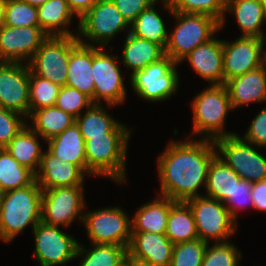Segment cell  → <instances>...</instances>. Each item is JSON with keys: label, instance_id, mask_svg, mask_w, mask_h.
<instances>
[{"label": "cell", "instance_id": "6da1fadb", "mask_svg": "<svg viewBox=\"0 0 266 266\" xmlns=\"http://www.w3.org/2000/svg\"><path fill=\"white\" fill-rule=\"evenodd\" d=\"M171 141L164 152L158 156V177L160 196L175 202H186L201 196L198 188L206 187L208 169L217 156L213 140L192 139Z\"/></svg>", "mask_w": 266, "mask_h": 266}, {"label": "cell", "instance_id": "7a4b0ae2", "mask_svg": "<svg viewBox=\"0 0 266 266\" xmlns=\"http://www.w3.org/2000/svg\"><path fill=\"white\" fill-rule=\"evenodd\" d=\"M43 189L34 180L30 185L5 192L0 213V240L8 243L28 225L32 230L41 221Z\"/></svg>", "mask_w": 266, "mask_h": 266}, {"label": "cell", "instance_id": "3957f363", "mask_svg": "<svg viewBox=\"0 0 266 266\" xmlns=\"http://www.w3.org/2000/svg\"><path fill=\"white\" fill-rule=\"evenodd\" d=\"M161 4L177 22L173 32L168 34L165 48V55H168L176 63H179L196 47L213 39L221 29L220 22L212 16L172 11L167 0H162Z\"/></svg>", "mask_w": 266, "mask_h": 266}, {"label": "cell", "instance_id": "277c9868", "mask_svg": "<svg viewBox=\"0 0 266 266\" xmlns=\"http://www.w3.org/2000/svg\"><path fill=\"white\" fill-rule=\"evenodd\" d=\"M130 133H106L85 141L88 176H105L118 184L126 181L125 162Z\"/></svg>", "mask_w": 266, "mask_h": 266}, {"label": "cell", "instance_id": "5b68a950", "mask_svg": "<svg viewBox=\"0 0 266 266\" xmlns=\"http://www.w3.org/2000/svg\"><path fill=\"white\" fill-rule=\"evenodd\" d=\"M191 103L193 135H201V139L215 141L235 134L224 130L226 116L233 109L224 84H210L198 93Z\"/></svg>", "mask_w": 266, "mask_h": 266}, {"label": "cell", "instance_id": "8992f818", "mask_svg": "<svg viewBox=\"0 0 266 266\" xmlns=\"http://www.w3.org/2000/svg\"><path fill=\"white\" fill-rule=\"evenodd\" d=\"M77 29L80 43L91 46L99 44L103 48L118 33L130 30V25L111 0H99L79 18Z\"/></svg>", "mask_w": 266, "mask_h": 266}, {"label": "cell", "instance_id": "52a82bcc", "mask_svg": "<svg viewBox=\"0 0 266 266\" xmlns=\"http://www.w3.org/2000/svg\"><path fill=\"white\" fill-rule=\"evenodd\" d=\"M186 203L193 212L198 239L207 243L210 240L224 243L237 232V222L223 202L201 195L187 200Z\"/></svg>", "mask_w": 266, "mask_h": 266}, {"label": "cell", "instance_id": "ba28073f", "mask_svg": "<svg viewBox=\"0 0 266 266\" xmlns=\"http://www.w3.org/2000/svg\"><path fill=\"white\" fill-rule=\"evenodd\" d=\"M174 60L168 55L131 74L130 81L134 92L143 100L166 101L179 87V74Z\"/></svg>", "mask_w": 266, "mask_h": 266}, {"label": "cell", "instance_id": "9c48e42d", "mask_svg": "<svg viewBox=\"0 0 266 266\" xmlns=\"http://www.w3.org/2000/svg\"><path fill=\"white\" fill-rule=\"evenodd\" d=\"M77 42V36H48L28 62L30 71L60 87L65 86L70 50Z\"/></svg>", "mask_w": 266, "mask_h": 266}, {"label": "cell", "instance_id": "30bf717a", "mask_svg": "<svg viewBox=\"0 0 266 266\" xmlns=\"http://www.w3.org/2000/svg\"><path fill=\"white\" fill-rule=\"evenodd\" d=\"M214 142L217 155L241 179L252 183L266 179V156L260 154L251 142L241 138L237 133L219 138Z\"/></svg>", "mask_w": 266, "mask_h": 266}, {"label": "cell", "instance_id": "8fae6325", "mask_svg": "<svg viewBox=\"0 0 266 266\" xmlns=\"http://www.w3.org/2000/svg\"><path fill=\"white\" fill-rule=\"evenodd\" d=\"M83 223L92 244H116L128 248L132 235L131 219L119 206L86 211Z\"/></svg>", "mask_w": 266, "mask_h": 266}, {"label": "cell", "instance_id": "7c38bea8", "mask_svg": "<svg viewBox=\"0 0 266 266\" xmlns=\"http://www.w3.org/2000/svg\"><path fill=\"white\" fill-rule=\"evenodd\" d=\"M118 56H112L106 51L92 46V75L94 78V104L113 107L124 103L127 91L123 82L121 70L118 66ZM102 100V101H101Z\"/></svg>", "mask_w": 266, "mask_h": 266}, {"label": "cell", "instance_id": "4fadbf2b", "mask_svg": "<svg viewBox=\"0 0 266 266\" xmlns=\"http://www.w3.org/2000/svg\"><path fill=\"white\" fill-rule=\"evenodd\" d=\"M83 186L43 189L41 221L68 227L78 219L84 222L85 200Z\"/></svg>", "mask_w": 266, "mask_h": 266}, {"label": "cell", "instance_id": "5bb4252c", "mask_svg": "<svg viewBox=\"0 0 266 266\" xmlns=\"http://www.w3.org/2000/svg\"><path fill=\"white\" fill-rule=\"evenodd\" d=\"M40 221L32 230L35 238L34 254L39 266H65L76 257L78 241L72 235Z\"/></svg>", "mask_w": 266, "mask_h": 266}, {"label": "cell", "instance_id": "9a60e30c", "mask_svg": "<svg viewBox=\"0 0 266 266\" xmlns=\"http://www.w3.org/2000/svg\"><path fill=\"white\" fill-rule=\"evenodd\" d=\"M30 69L25 63L0 62V107L30 116Z\"/></svg>", "mask_w": 266, "mask_h": 266}, {"label": "cell", "instance_id": "2e32d148", "mask_svg": "<svg viewBox=\"0 0 266 266\" xmlns=\"http://www.w3.org/2000/svg\"><path fill=\"white\" fill-rule=\"evenodd\" d=\"M47 37L40 27L5 25L0 29V62L28 64Z\"/></svg>", "mask_w": 266, "mask_h": 266}, {"label": "cell", "instance_id": "e0dca14e", "mask_svg": "<svg viewBox=\"0 0 266 266\" xmlns=\"http://www.w3.org/2000/svg\"><path fill=\"white\" fill-rule=\"evenodd\" d=\"M264 43V39L246 36H240L234 42L223 40L224 84L262 66Z\"/></svg>", "mask_w": 266, "mask_h": 266}, {"label": "cell", "instance_id": "ac0fdd59", "mask_svg": "<svg viewBox=\"0 0 266 266\" xmlns=\"http://www.w3.org/2000/svg\"><path fill=\"white\" fill-rule=\"evenodd\" d=\"M86 174L76 165L62 161L48 149L43 152L35 180L42 189L83 186Z\"/></svg>", "mask_w": 266, "mask_h": 266}, {"label": "cell", "instance_id": "d6986e66", "mask_svg": "<svg viewBox=\"0 0 266 266\" xmlns=\"http://www.w3.org/2000/svg\"><path fill=\"white\" fill-rule=\"evenodd\" d=\"M183 60H187L194 71L210 84H224L223 40L214 37L188 53L179 64Z\"/></svg>", "mask_w": 266, "mask_h": 266}, {"label": "cell", "instance_id": "ffe728a7", "mask_svg": "<svg viewBox=\"0 0 266 266\" xmlns=\"http://www.w3.org/2000/svg\"><path fill=\"white\" fill-rule=\"evenodd\" d=\"M173 247L165 234L132 232L127 252L153 266H170Z\"/></svg>", "mask_w": 266, "mask_h": 266}, {"label": "cell", "instance_id": "44dd1931", "mask_svg": "<svg viewBox=\"0 0 266 266\" xmlns=\"http://www.w3.org/2000/svg\"><path fill=\"white\" fill-rule=\"evenodd\" d=\"M233 109L266 101V75L262 66L231 78L224 84Z\"/></svg>", "mask_w": 266, "mask_h": 266}, {"label": "cell", "instance_id": "7402d4cb", "mask_svg": "<svg viewBox=\"0 0 266 266\" xmlns=\"http://www.w3.org/2000/svg\"><path fill=\"white\" fill-rule=\"evenodd\" d=\"M91 66L92 46L78 41L70 50L66 86L87 95L94 104V78Z\"/></svg>", "mask_w": 266, "mask_h": 266}, {"label": "cell", "instance_id": "603a6c76", "mask_svg": "<svg viewBox=\"0 0 266 266\" xmlns=\"http://www.w3.org/2000/svg\"><path fill=\"white\" fill-rule=\"evenodd\" d=\"M46 142L48 150L54 156L78 166L87 175L85 140L76 123Z\"/></svg>", "mask_w": 266, "mask_h": 266}, {"label": "cell", "instance_id": "cb8c5ba5", "mask_svg": "<svg viewBox=\"0 0 266 266\" xmlns=\"http://www.w3.org/2000/svg\"><path fill=\"white\" fill-rule=\"evenodd\" d=\"M176 202L164 196H156L151 202L145 203L131 218L132 232H150L165 234L170 208Z\"/></svg>", "mask_w": 266, "mask_h": 266}, {"label": "cell", "instance_id": "d4e9b609", "mask_svg": "<svg viewBox=\"0 0 266 266\" xmlns=\"http://www.w3.org/2000/svg\"><path fill=\"white\" fill-rule=\"evenodd\" d=\"M235 15L241 36L264 39L262 25L266 22V10L259 0H226L225 12Z\"/></svg>", "mask_w": 266, "mask_h": 266}, {"label": "cell", "instance_id": "484cf974", "mask_svg": "<svg viewBox=\"0 0 266 266\" xmlns=\"http://www.w3.org/2000/svg\"><path fill=\"white\" fill-rule=\"evenodd\" d=\"M84 113L75 118V123L85 141L106 133H131L124 124L112 118L102 104H92Z\"/></svg>", "mask_w": 266, "mask_h": 266}, {"label": "cell", "instance_id": "4316f807", "mask_svg": "<svg viewBox=\"0 0 266 266\" xmlns=\"http://www.w3.org/2000/svg\"><path fill=\"white\" fill-rule=\"evenodd\" d=\"M122 51L123 65L132 70L131 74L143 70L149 64L159 61L165 56V50L155 43L149 42L127 32Z\"/></svg>", "mask_w": 266, "mask_h": 266}, {"label": "cell", "instance_id": "83f0119b", "mask_svg": "<svg viewBox=\"0 0 266 266\" xmlns=\"http://www.w3.org/2000/svg\"><path fill=\"white\" fill-rule=\"evenodd\" d=\"M37 9L39 26L48 36H77L67 28L75 15L67 0H48Z\"/></svg>", "mask_w": 266, "mask_h": 266}, {"label": "cell", "instance_id": "f1b7e54d", "mask_svg": "<svg viewBox=\"0 0 266 266\" xmlns=\"http://www.w3.org/2000/svg\"><path fill=\"white\" fill-rule=\"evenodd\" d=\"M38 137L42 139L39 134L26 124L10 143L4 147L15 160L34 174L38 171L44 152Z\"/></svg>", "mask_w": 266, "mask_h": 266}, {"label": "cell", "instance_id": "f546056e", "mask_svg": "<svg viewBox=\"0 0 266 266\" xmlns=\"http://www.w3.org/2000/svg\"><path fill=\"white\" fill-rule=\"evenodd\" d=\"M241 180L239 175L217 155L208 169L205 196L224 203Z\"/></svg>", "mask_w": 266, "mask_h": 266}, {"label": "cell", "instance_id": "4dcf8cb0", "mask_svg": "<svg viewBox=\"0 0 266 266\" xmlns=\"http://www.w3.org/2000/svg\"><path fill=\"white\" fill-rule=\"evenodd\" d=\"M28 119H31L29 127L39 134L45 142L62 133L75 123V117L56 106H49L34 110Z\"/></svg>", "mask_w": 266, "mask_h": 266}, {"label": "cell", "instance_id": "1f68e13d", "mask_svg": "<svg viewBox=\"0 0 266 266\" xmlns=\"http://www.w3.org/2000/svg\"><path fill=\"white\" fill-rule=\"evenodd\" d=\"M165 235L173 244L198 239L194 215L186 202H176L170 208Z\"/></svg>", "mask_w": 266, "mask_h": 266}, {"label": "cell", "instance_id": "d6a6232c", "mask_svg": "<svg viewBox=\"0 0 266 266\" xmlns=\"http://www.w3.org/2000/svg\"><path fill=\"white\" fill-rule=\"evenodd\" d=\"M158 2L159 0L138 15L130 24L129 32L136 37L160 45L165 50L169 32L160 13L154 8Z\"/></svg>", "mask_w": 266, "mask_h": 266}, {"label": "cell", "instance_id": "836d02e7", "mask_svg": "<svg viewBox=\"0 0 266 266\" xmlns=\"http://www.w3.org/2000/svg\"><path fill=\"white\" fill-rule=\"evenodd\" d=\"M92 245V249L86 250L79 242L75 258L82 257L80 266H120L124 263L127 247L116 244Z\"/></svg>", "mask_w": 266, "mask_h": 266}, {"label": "cell", "instance_id": "e575fe53", "mask_svg": "<svg viewBox=\"0 0 266 266\" xmlns=\"http://www.w3.org/2000/svg\"><path fill=\"white\" fill-rule=\"evenodd\" d=\"M35 174L15 160L5 148H0V190L7 192L30 185Z\"/></svg>", "mask_w": 266, "mask_h": 266}, {"label": "cell", "instance_id": "d590c367", "mask_svg": "<svg viewBox=\"0 0 266 266\" xmlns=\"http://www.w3.org/2000/svg\"><path fill=\"white\" fill-rule=\"evenodd\" d=\"M170 9L180 13L206 14L220 22V28L225 23L226 0H167Z\"/></svg>", "mask_w": 266, "mask_h": 266}, {"label": "cell", "instance_id": "8d00e7d4", "mask_svg": "<svg viewBox=\"0 0 266 266\" xmlns=\"http://www.w3.org/2000/svg\"><path fill=\"white\" fill-rule=\"evenodd\" d=\"M60 86L30 71V114L34 110L55 106Z\"/></svg>", "mask_w": 266, "mask_h": 266}, {"label": "cell", "instance_id": "74e56055", "mask_svg": "<svg viewBox=\"0 0 266 266\" xmlns=\"http://www.w3.org/2000/svg\"><path fill=\"white\" fill-rule=\"evenodd\" d=\"M5 25L40 27L37 7L20 0H6Z\"/></svg>", "mask_w": 266, "mask_h": 266}, {"label": "cell", "instance_id": "f35d334b", "mask_svg": "<svg viewBox=\"0 0 266 266\" xmlns=\"http://www.w3.org/2000/svg\"><path fill=\"white\" fill-rule=\"evenodd\" d=\"M207 245L200 239L174 244L170 266H201Z\"/></svg>", "mask_w": 266, "mask_h": 266}, {"label": "cell", "instance_id": "ab89813d", "mask_svg": "<svg viewBox=\"0 0 266 266\" xmlns=\"http://www.w3.org/2000/svg\"><path fill=\"white\" fill-rule=\"evenodd\" d=\"M242 257L240 250L231 242L207 245L201 266H238Z\"/></svg>", "mask_w": 266, "mask_h": 266}, {"label": "cell", "instance_id": "60d3db41", "mask_svg": "<svg viewBox=\"0 0 266 266\" xmlns=\"http://www.w3.org/2000/svg\"><path fill=\"white\" fill-rule=\"evenodd\" d=\"M92 104L87 95L65 85L60 87L55 106L77 118L84 112L81 110L88 109Z\"/></svg>", "mask_w": 266, "mask_h": 266}, {"label": "cell", "instance_id": "b9f144b4", "mask_svg": "<svg viewBox=\"0 0 266 266\" xmlns=\"http://www.w3.org/2000/svg\"><path fill=\"white\" fill-rule=\"evenodd\" d=\"M26 121V118H22L20 114L0 107V148L10 143L27 124Z\"/></svg>", "mask_w": 266, "mask_h": 266}, {"label": "cell", "instance_id": "7bdbcfd3", "mask_svg": "<svg viewBox=\"0 0 266 266\" xmlns=\"http://www.w3.org/2000/svg\"><path fill=\"white\" fill-rule=\"evenodd\" d=\"M252 182L241 180L233 192V194L224 202V205L230 212L232 218L237 222V211L241 208L253 207L251 197Z\"/></svg>", "mask_w": 266, "mask_h": 266}, {"label": "cell", "instance_id": "ee69618b", "mask_svg": "<svg viewBox=\"0 0 266 266\" xmlns=\"http://www.w3.org/2000/svg\"><path fill=\"white\" fill-rule=\"evenodd\" d=\"M242 138L251 142L256 148L266 147V107H264L250 123Z\"/></svg>", "mask_w": 266, "mask_h": 266}, {"label": "cell", "instance_id": "f6af8a7d", "mask_svg": "<svg viewBox=\"0 0 266 266\" xmlns=\"http://www.w3.org/2000/svg\"><path fill=\"white\" fill-rule=\"evenodd\" d=\"M125 21L130 25L138 15L157 0H111Z\"/></svg>", "mask_w": 266, "mask_h": 266}, {"label": "cell", "instance_id": "bcb514c9", "mask_svg": "<svg viewBox=\"0 0 266 266\" xmlns=\"http://www.w3.org/2000/svg\"><path fill=\"white\" fill-rule=\"evenodd\" d=\"M251 197L255 210L266 211V179L252 183Z\"/></svg>", "mask_w": 266, "mask_h": 266}, {"label": "cell", "instance_id": "7dc6e473", "mask_svg": "<svg viewBox=\"0 0 266 266\" xmlns=\"http://www.w3.org/2000/svg\"><path fill=\"white\" fill-rule=\"evenodd\" d=\"M99 0H67L70 9L77 18H80L87 10H89Z\"/></svg>", "mask_w": 266, "mask_h": 266}, {"label": "cell", "instance_id": "c3c4849f", "mask_svg": "<svg viewBox=\"0 0 266 266\" xmlns=\"http://www.w3.org/2000/svg\"><path fill=\"white\" fill-rule=\"evenodd\" d=\"M124 263L126 266H153L148 261L136 258L128 252L125 255Z\"/></svg>", "mask_w": 266, "mask_h": 266}, {"label": "cell", "instance_id": "681fc988", "mask_svg": "<svg viewBox=\"0 0 266 266\" xmlns=\"http://www.w3.org/2000/svg\"><path fill=\"white\" fill-rule=\"evenodd\" d=\"M5 5L6 0H0V29L5 26Z\"/></svg>", "mask_w": 266, "mask_h": 266}, {"label": "cell", "instance_id": "f907efd6", "mask_svg": "<svg viewBox=\"0 0 266 266\" xmlns=\"http://www.w3.org/2000/svg\"><path fill=\"white\" fill-rule=\"evenodd\" d=\"M20 1L26 2L35 7H39L43 5L44 3H46L48 0H20Z\"/></svg>", "mask_w": 266, "mask_h": 266}, {"label": "cell", "instance_id": "816d5d0a", "mask_svg": "<svg viewBox=\"0 0 266 266\" xmlns=\"http://www.w3.org/2000/svg\"><path fill=\"white\" fill-rule=\"evenodd\" d=\"M262 67L266 75V50H264V48H263V53H262Z\"/></svg>", "mask_w": 266, "mask_h": 266}, {"label": "cell", "instance_id": "f5cc1de1", "mask_svg": "<svg viewBox=\"0 0 266 266\" xmlns=\"http://www.w3.org/2000/svg\"><path fill=\"white\" fill-rule=\"evenodd\" d=\"M4 194H5V192L0 190V213H1V209H2V202H3Z\"/></svg>", "mask_w": 266, "mask_h": 266}, {"label": "cell", "instance_id": "db71d44e", "mask_svg": "<svg viewBox=\"0 0 266 266\" xmlns=\"http://www.w3.org/2000/svg\"><path fill=\"white\" fill-rule=\"evenodd\" d=\"M259 2L263 5L264 9L266 10V0H259Z\"/></svg>", "mask_w": 266, "mask_h": 266}]
</instances>
